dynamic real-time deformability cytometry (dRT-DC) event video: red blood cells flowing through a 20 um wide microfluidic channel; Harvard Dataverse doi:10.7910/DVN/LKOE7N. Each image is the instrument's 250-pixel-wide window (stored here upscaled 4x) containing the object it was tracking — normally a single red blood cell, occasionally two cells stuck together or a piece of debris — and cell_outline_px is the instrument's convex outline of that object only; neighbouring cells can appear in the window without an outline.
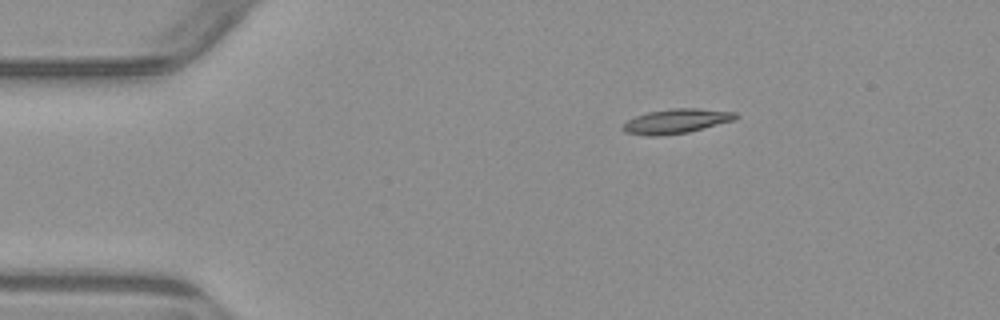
{"species": "common noctule bat (a hibernating species)", "species_latin": "Nyctalus noctula", "temperature_condition": "warm", "stored_images_in_passage": 5, "camera_frame_rate_fps": 3000, "um_per_image_px": 0.085, "animal": {"sex": "male", "body_mass_g": 23.1, "forearm_length_mm": 52.7}, "frame": {"image": 1, "passage_image": 1, "time_ms": 0.0, "image_size_px": [1000, 320], "cell_outline_px": [[740, 116], [732, 120], [688, 132], [660, 136], [648, 136], [624, 132], [620, 128], [628, 120], [636, 116], [648, 112], [672, 108], [700, 108], [736, 112]], "centroid_in_image_um": [57.46, 10.29], "position_along_channel_um": 27.5, "area_um2": 16.07}}
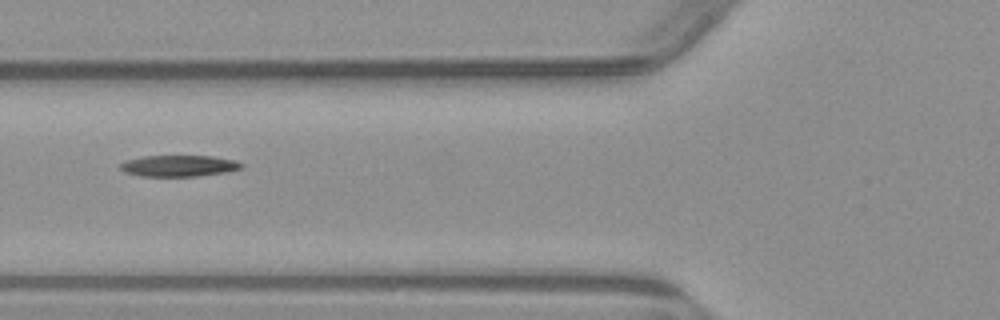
{"frame": {"image": 2, "passage_image": 4, "time_ms": 3.667, "image_size_px": [1000, 320], "cell_outline_px": [[244, 168], [224, 172], [196, 176], [140, 176], [124, 172], [120, 168], [120, 164], [124, 160], [144, 156], [212, 156], [236, 160], [244, 164]], "centroid_in_image_um": [15.2, 14.09], "position_along_channel_um": 110.6, "area_um2": 15.09}}
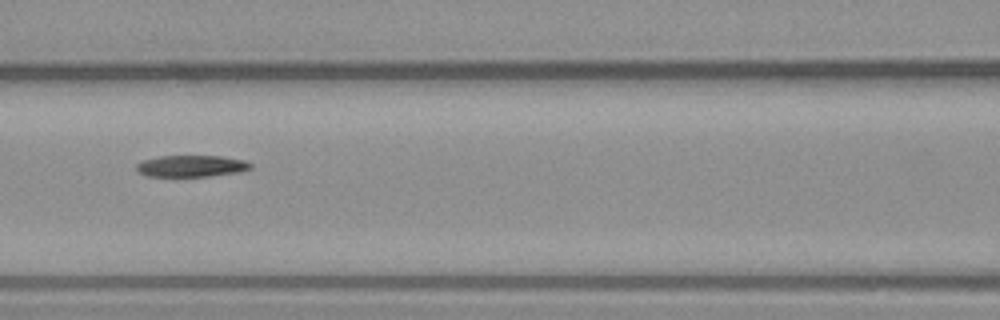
{"frame": {"image": 3, "passage_image": 5, "time_ms": 4.667, "image_size_px": [1000, 320], "cell_outline_px": [[252, 168], [236, 172], [208, 176], [148, 176], [136, 172], [136, 164], [144, 160], [160, 156], [224, 156], [244, 160], [252, 164]], "centroid_in_image_um": [16.24, 14.11], "position_along_channel_um": 150.4, "area_um2": 14.28}}